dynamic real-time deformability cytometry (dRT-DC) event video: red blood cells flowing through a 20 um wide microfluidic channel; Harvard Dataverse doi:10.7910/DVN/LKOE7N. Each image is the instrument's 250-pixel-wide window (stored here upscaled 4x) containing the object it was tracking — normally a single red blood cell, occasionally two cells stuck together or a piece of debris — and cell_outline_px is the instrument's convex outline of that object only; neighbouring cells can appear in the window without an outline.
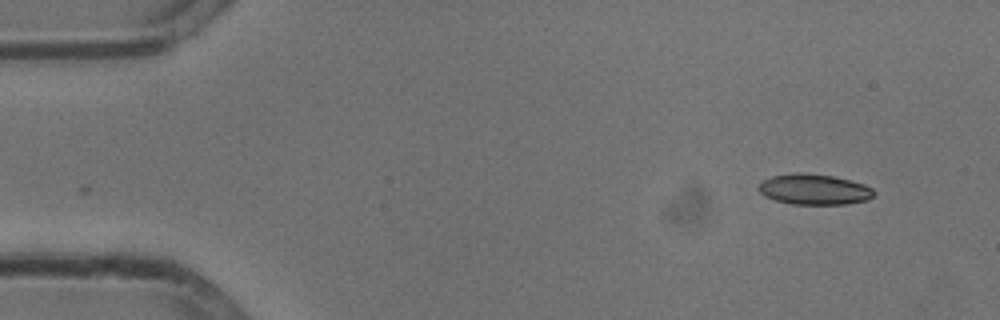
{"species": "common noctule bat (a hibernating species)", "species_latin": "Nyctalus noctula", "temperature_condition": "cold", "stored_images_in_passage": 15, "camera_frame_rate_fps": 3000, "um_per_image_px": 0.085, "animal": {"sex": "male", "body_mass_g": 13.3}, "frame": {"image": 1, "passage_image": 1, "time_ms": 0.0, "image_size_px": [1000, 320], "cell_outline_px": [[876, 192], [868, 200], [848, 204], [792, 204], [776, 200], [764, 196], [756, 188], [764, 180], [772, 176], [796, 172], [804, 172], [832, 176], [852, 180], [864, 184], [872, 188]], "centroid_in_image_um": [69.22, 16.09], "position_along_channel_um": 15.8, "area_um2": 20.69}}
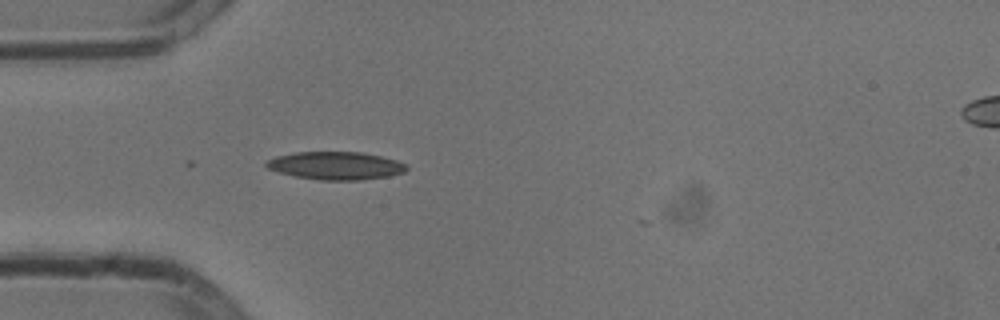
{"frame": {"image": 2, "passage_image": 12, "time_ms": 3.667, "image_size_px": [1000, 320], "cell_outline_px": [[408, 168], [404, 172], [388, 176], [360, 180], [320, 180], [292, 176], [268, 168], [264, 164], [268, 160], [276, 156], [296, 152], [360, 152], [380, 156], [396, 160], [408, 164]], "centroid_in_image_um": [28.55, 14.08], "position_along_channel_um": 56.5, "area_um2": 22.77}}
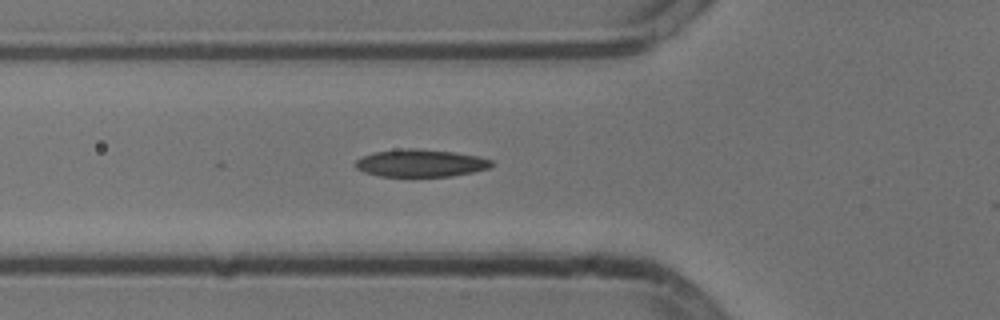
{"frame": {"image": 3, "passage_image": 15, "time_ms": 4.667, "image_size_px": [1000, 320], "cell_outline_px": [[492, 164], [488, 168], [472, 172], [452, 176], [380, 176], [364, 172], [356, 168], [356, 160], [372, 152], [404, 148], [412, 148], [456, 152], [480, 156], [492, 160]], "centroid_in_image_um": [35.76, 13.85], "position_along_channel_um": 90.0, "area_um2": 21.73}}